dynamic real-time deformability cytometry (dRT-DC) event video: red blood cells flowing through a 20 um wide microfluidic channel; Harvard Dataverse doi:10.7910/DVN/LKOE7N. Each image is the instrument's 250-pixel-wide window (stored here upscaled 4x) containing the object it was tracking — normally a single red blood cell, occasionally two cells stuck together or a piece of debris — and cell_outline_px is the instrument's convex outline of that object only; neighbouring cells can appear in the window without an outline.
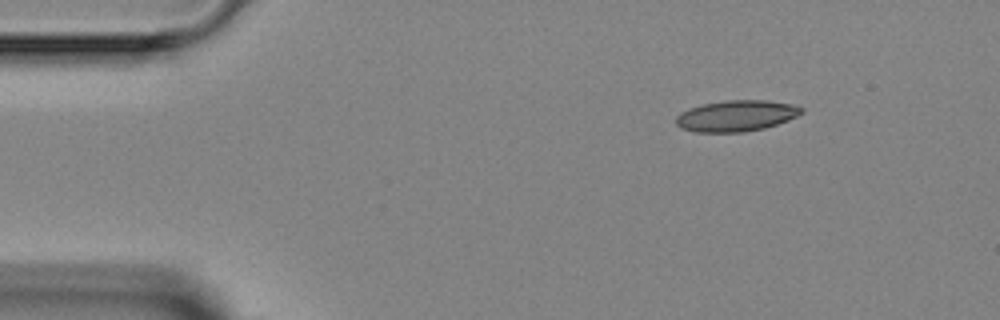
{"species": "Egyptian fruit bat (a non-hibernating species)", "species_latin": "Rousettus aegyptiacus", "temperature_condition": "room temperature", "stored_images_in_passage": 2, "camera_frame_rate_fps": 3000, "um_per_image_px": 0.085, "animal": {"sex": "female"}, "frame": {"image": 1, "passage_image": 2, "time_ms": 2.0, "image_size_px": [1000, 320], "cell_outline_px": [[804, 112], [788, 120], [764, 128], [744, 132], [696, 132], [680, 128], [676, 124], [676, 116], [680, 112], [688, 108], [704, 104], [724, 100], [764, 100], [792, 104], [804, 108]], "centroid_in_image_um": [62.57, 9.84], "position_along_channel_um": 22.4, "area_um2": 22.77}}